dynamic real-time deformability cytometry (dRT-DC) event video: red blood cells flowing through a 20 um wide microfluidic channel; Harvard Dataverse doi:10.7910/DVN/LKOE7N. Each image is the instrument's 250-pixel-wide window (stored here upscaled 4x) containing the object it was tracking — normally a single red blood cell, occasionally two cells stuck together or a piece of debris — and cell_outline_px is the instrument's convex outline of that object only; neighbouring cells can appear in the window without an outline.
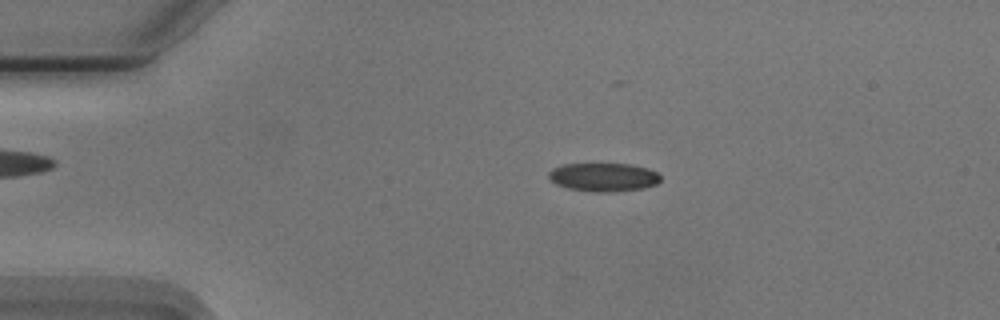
{"species": "Egyptian fruit bat (a non-hibernating species)", "species_latin": "Rousettus aegyptiacus", "temperature_condition": "cold", "stored_images_in_passage": 54, "camera_frame_rate_fps": 3000, "um_per_image_px": 0.085, "animal": {"sex": "male"}, "frame": {"image": 1, "passage_image": 11, "time_ms": 3.333, "image_size_px": [1000, 320], "cell_outline_px": [[660, 180], [656, 184], [644, 188], [608, 192], [596, 192], [568, 188], [556, 184], [548, 180], [548, 172], [552, 168], [564, 164], [632, 164], [648, 168], [656, 172], [660, 176]], "centroid_in_image_um": [51.27, 15.05], "position_along_channel_um": 33.7, "area_um2": 18.61}}
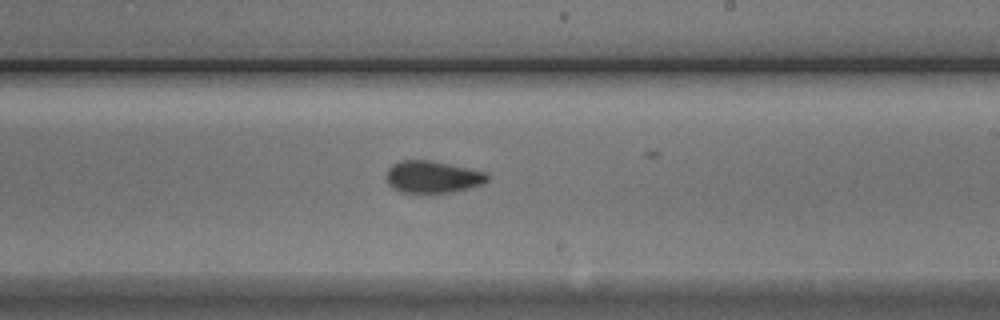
{"frame": {"image": 2, "passage_image": 32, "time_ms": 10.333, "image_size_px": [1000, 320], "cell_outline_px": [[488, 180], [484, 184], [452, 192], [420, 196], [400, 192], [392, 188], [388, 184], [388, 168], [392, 164], [400, 160], [432, 160], [468, 168], [484, 172], [488, 176]], "centroid_in_image_um": [36.74, 15.08], "position_along_channel_um": 252.3, "area_um2": 19.48}}
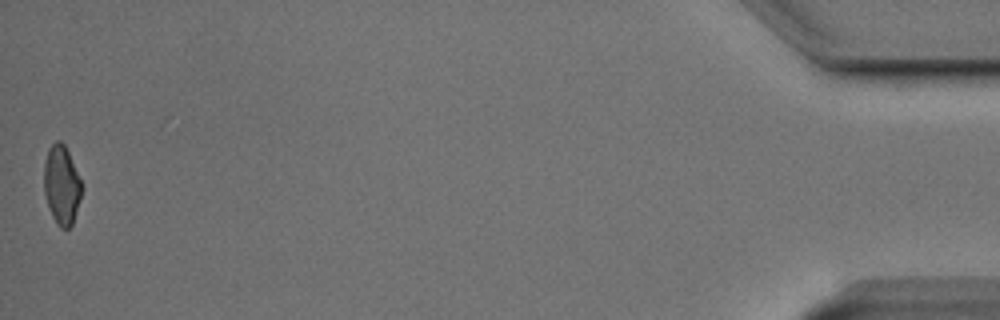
{"frame": {"image": 3, "passage_image": 54, "time_ms": 17.667, "image_size_px": [1000, 320], "cell_outline_px": [[80, 196], [72, 224], [68, 228], [60, 228], [56, 224], [52, 216], [44, 192], [44, 160], [48, 148], [56, 140], [60, 140], [64, 144], [68, 152], [80, 180]], "centroid_in_image_um": [5.2, 15.7], "position_along_channel_um": 430.0, "area_um2": 16.94}, "authors_computed_cell_mechanics": {"area_um2": 18.6983, "velocity_mm_per_s": 3.7505, "shape_relaxation_time_tau1_ms": 6.2348, "shape_relaxation_time_tau2_ms": 1.8343, "deformation_change_tau1": 0.1365, "deformation_change_tau2": 0.0701}}